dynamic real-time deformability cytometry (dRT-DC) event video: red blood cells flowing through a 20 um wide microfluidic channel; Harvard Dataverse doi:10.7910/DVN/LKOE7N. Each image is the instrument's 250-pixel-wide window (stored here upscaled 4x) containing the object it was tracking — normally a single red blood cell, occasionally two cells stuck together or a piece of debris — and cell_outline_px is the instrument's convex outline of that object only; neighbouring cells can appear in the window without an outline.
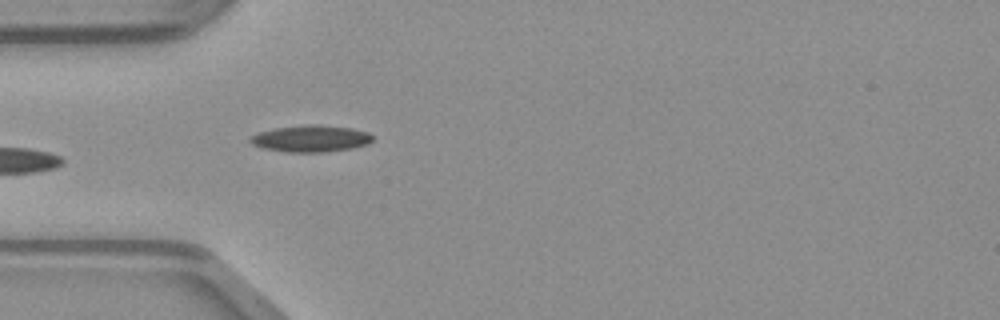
{"species": "common noctule bat (a hibernating species)", "species_latin": "Nyctalus noctula", "temperature_condition": "warm", "stored_images_in_passage": 34, "camera_frame_rate_fps": 3000, "um_per_image_px": 0.085, "animal": {"sex": "male", "body_mass_g": 23.1, "forearm_length_mm": 52.7}, "frame": {"image": 1, "passage_image": 1, "time_ms": 0.0, "image_size_px": [1000, 320], "cell_outline_px": [[372, 140], [368, 144], [352, 148], [324, 152], [284, 152], [264, 148], [252, 144], [248, 140], [256, 132], [276, 128], [304, 124], [320, 124], [352, 128], [368, 132], [372, 136]], "centroid_in_image_um": [26.41, 11.77], "position_along_channel_um": 58.6, "area_um2": 19.19}}